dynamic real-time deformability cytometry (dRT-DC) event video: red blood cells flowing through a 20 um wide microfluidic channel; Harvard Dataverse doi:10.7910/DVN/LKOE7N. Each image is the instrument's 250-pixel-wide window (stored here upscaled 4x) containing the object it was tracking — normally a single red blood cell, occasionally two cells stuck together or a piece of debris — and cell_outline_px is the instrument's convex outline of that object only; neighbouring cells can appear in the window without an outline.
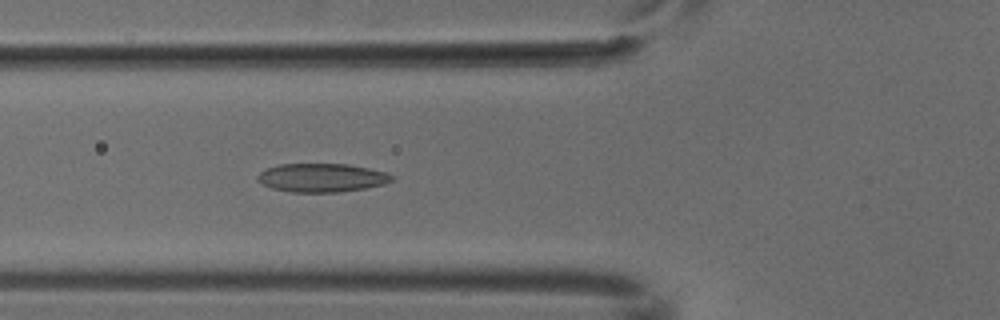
{"species": "common noctule bat (a hibernating species)", "species_latin": "Nyctalus noctula", "temperature_condition": "cold", "stored_images_in_passage": 5, "camera_frame_rate_fps": 3000, "um_per_image_px": 0.085, "animal": {"sex": "male", "body_mass_g": 18.8}, "frame": {"image": 1, "passage_image": 5, "time_ms": 1.333, "image_size_px": [1000, 320], "cell_outline_px": [[396, 176], [392, 180], [384, 184], [364, 188], [340, 192], [292, 192], [272, 188], [256, 180], [256, 176], [260, 172], [268, 168], [280, 164], [348, 164], [368, 168], [384, 172]], "centroid_in_image_um": [27.35, 15.1], "position_along_channel_um": 98.5, "area_um2": 22.25}}